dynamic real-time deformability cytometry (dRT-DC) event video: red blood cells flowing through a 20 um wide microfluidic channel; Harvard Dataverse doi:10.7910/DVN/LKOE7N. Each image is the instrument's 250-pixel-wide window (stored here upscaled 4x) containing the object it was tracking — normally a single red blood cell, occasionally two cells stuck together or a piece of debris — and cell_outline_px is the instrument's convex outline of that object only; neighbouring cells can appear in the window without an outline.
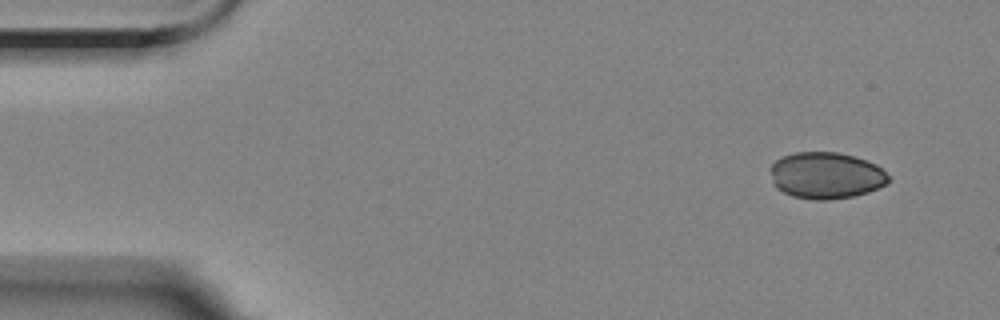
{"species": "Egyptian fruit bat (a non-hibernating species)", "species_latin": "Rousettus aegyptiacus", "temperature_condition": "room temperature", "stored_images_in_passage": 3, "camera_frame_rate_fps": 3000, "um_per_image_px": 0.085, "animal": {"sex": "female"}, "frame": {"image": 1, "passage_image": 3, "time_ms": 2.333, "image_size_px": [1000, 320], "cell_outline_px": [[888, 184], [868, 192], [852, 196], [828, 200], [812, 200], [792, 196], [776, 188], [772, 180], [768, 168], [776, 160], [784, 156], [796, 152], [840, 152], [856, 156], [876, 164], [888, 176]], "centroid_in_image_um": [70.19, 14.91], "position_along_channel_um": 14.8, "area_um2": 32.25}}